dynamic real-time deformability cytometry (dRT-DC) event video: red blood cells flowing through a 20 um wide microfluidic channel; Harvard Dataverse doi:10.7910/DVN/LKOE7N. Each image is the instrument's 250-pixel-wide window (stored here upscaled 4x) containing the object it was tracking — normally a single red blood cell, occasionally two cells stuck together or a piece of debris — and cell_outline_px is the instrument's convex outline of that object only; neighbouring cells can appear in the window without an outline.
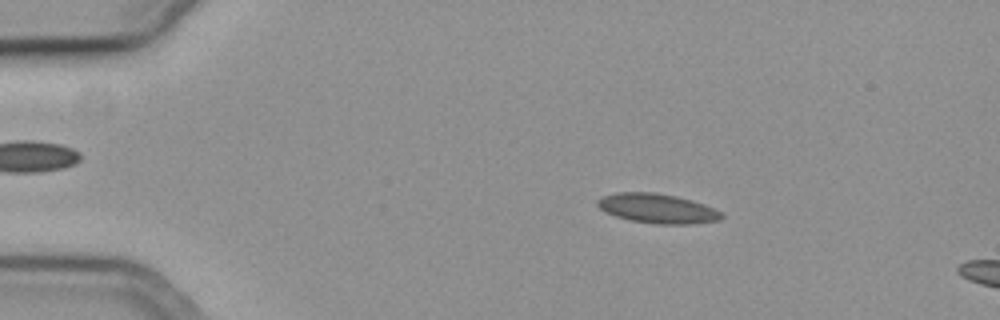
{"species": "common noctule bat (a hibernating species)", "species_latin": "Nyctalus noctula", "temperature_condition": "cold", "stored_images_in_passage": 11, "camera_frame_rate_fps": 3000, "um_per_image_px": 0.085, "animal": {"sex": "female", "body_mass_g": 19.3, "forearm_length_mm": 54.1}, "frame": {"image": 1, "passage_image": 7, "time_ms": 2.0, "image_size_px": [1000, 320], "cell_outline_px": [[724, 216], [720, 220], [692, 224], [660, 224], [632, 220], [616, 216], [604, 212], [596, 204], [596, 200], [604, 196], [616, 192], [656, 192], [676, 196], [692, 200], [716, 208], [724, 212]], "centroid_in_image_um": [55.92, 17.71], "position_along_channel_um": 29.1, "area_um2": 21.5}}